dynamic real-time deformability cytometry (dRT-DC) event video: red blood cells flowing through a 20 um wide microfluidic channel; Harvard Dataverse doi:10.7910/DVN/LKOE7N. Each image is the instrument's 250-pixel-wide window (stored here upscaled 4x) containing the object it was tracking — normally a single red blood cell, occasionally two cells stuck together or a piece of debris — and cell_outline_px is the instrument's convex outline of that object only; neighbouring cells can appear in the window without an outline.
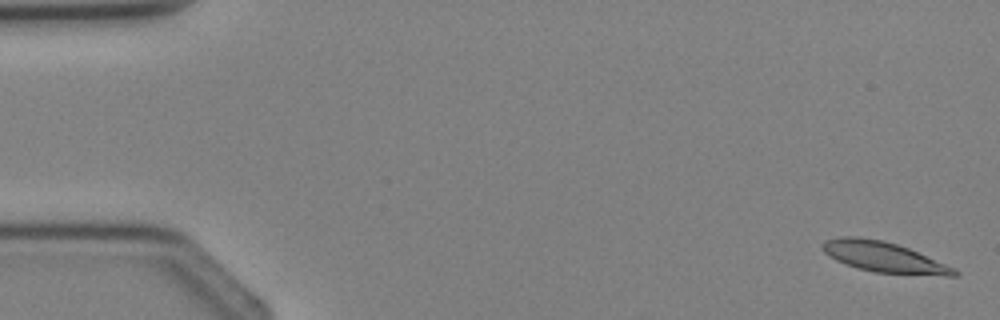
{"species": "Egyptian fruit bat (a non-hibernating species)", "species_latin": "Rousettus aegyptiacus", "temperature_condition": "cold", "stored_images_in_passage": 3, "camera_frame_rate_fps": 3000, "um_per_image_px": 0.085, "animal": {"sex": "female"}, "frame": {"image": 1, "passage_image": 1, "time_ms": 0.0, "image_size_px": [1000, 320], "cell_outline_px": [[960, 272], [956, 276], [944, 276], [876, 272], [856, 268], [836, 260], [828, 256], [820, 248], [820, 244], [824, 240], [840, 236], [856, 236], [884, 240], [908, 248], [956, 268]], "centroid_in_image_um": [75.09, 21.84], "position_along_channel_um": 9.9, "area_um2": 23.58}}